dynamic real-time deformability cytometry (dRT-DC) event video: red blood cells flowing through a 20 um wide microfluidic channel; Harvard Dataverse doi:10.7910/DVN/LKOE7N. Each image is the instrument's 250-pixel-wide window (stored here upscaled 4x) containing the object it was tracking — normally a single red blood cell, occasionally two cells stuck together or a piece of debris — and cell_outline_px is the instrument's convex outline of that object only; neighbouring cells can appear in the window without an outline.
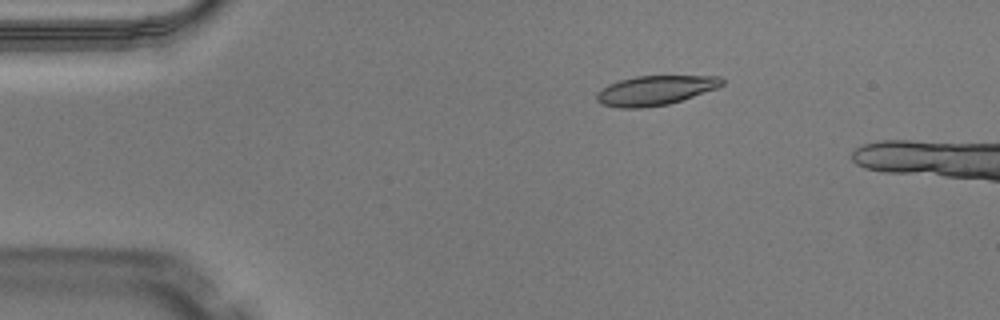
{"species": "Egyptian fruit bat (a non-hibernating species)", "species_latin": "Rousettus aegyptiacus", "temperature_condition": "warm", "stored_images_in_passage": 5, "camera_frame_rate_fps": 3000, "um_per_image_px": 0.085, "animal": {"sex": "male"}, "frame": {"image": 1, "passage_image": 1, "time_ms": 0.0, "image_size_px": [1000, 320], "cell_outline_px": [[724, 84], [716, 88], [668, 104], [644, 108], [620, 108], [600, 104], [596, 100], [596, 92], [600, 88], [608, 84], [620, 80], [636, 76], [720, 76], [724, 80]], "centroid_in_image_um": [55.63, 7.68], "position_along_channel_um": 29.4, "area_um2": 21.56}}